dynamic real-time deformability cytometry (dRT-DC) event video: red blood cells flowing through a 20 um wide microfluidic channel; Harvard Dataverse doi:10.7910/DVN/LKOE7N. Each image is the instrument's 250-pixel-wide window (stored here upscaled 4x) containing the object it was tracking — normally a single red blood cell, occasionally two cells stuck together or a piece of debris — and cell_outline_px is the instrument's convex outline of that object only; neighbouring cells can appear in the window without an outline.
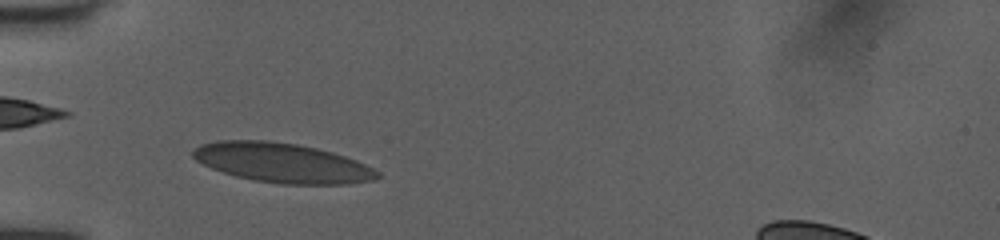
{"species": "human", "species_latin": "Homo sapiens", "temperature_condition": "room temperature", "stored_images_in_passage": 36, "camera_frame_rate_fps": 3000, "um_per_image_px": 0.085, "donor": {"sex": "female"}, "frame": {"image": 1, "passage_image": 5, "time_ms": 1.333, "image_size_px": [1000, 240], "cell_outline_px": [[380, 176], [376, 180], [348, 184], [284, 184], [252, 180], [236, 176], [212, 168], [196, 160], [192, 156], [192, 148], [200, 144], [216, 140], [268, 140], [296, 144], [316, 148], [332, 152], [356, 160], [380, 172]], "centroid_in_image_um": [23.98, 13.83], "position_along_channel_um": 61.0, "area_um2": 42.6}}
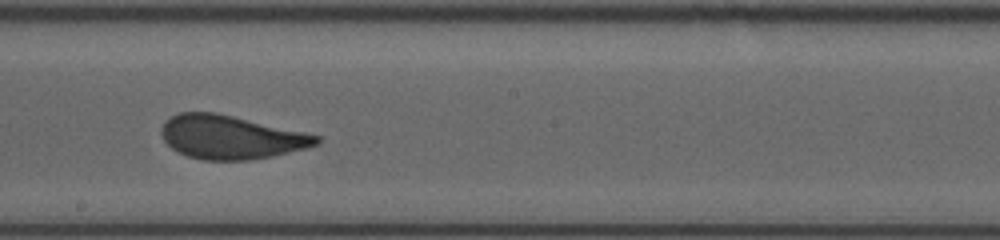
{"frame": {"image": 2, "passage_image": 18, "time_ms": 5.667, "image_size_px": [1000, 240], "cell_outline_px": [[320, 140], [316, 144], [308, 148], [272, 156], [248, 160], [204, 160], [188, 156], [176, 152], [164, 140], [160, 132], [164, 120], [180, 112], [216, 112], [304, 132], [320, 136]], "centroid_in_image_um": [19.59, 11.66], "position_along_channel_um": 228.6, "area_um2": 39.3}}
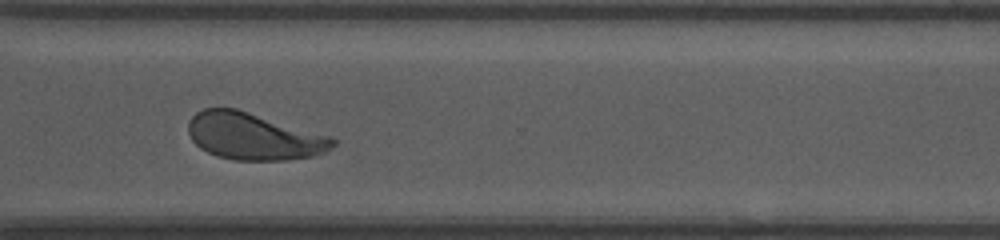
{"frame": {"image": 3, "passage_image": 27, "time_ms": 8.667, "image_size_px": [1000, 240], "cell_outline_px": [[336, 144], [324, 152], [312, 156], [288, 160], [236, 160], [216, 156], [200, 148], [192, 140], [188, 132], [188, 120], [196, 112], [204, 108], [236, 108], [332, 136], [336, 140]], "centroid_in_image_um": [21.56, 11.58], "position_along_channel_um": 349.0, "area_um2": 39.71}, "authors_computed_cell_mechanics": {"area_um2": 39.7086, "velocity_mm_per_s": 4.0313, "shape_relaxation_time_tau1_ms": 3.7315, "shape_relaxation_time_tau2_ms": null, "deformation_change_tau1": 0.1529, "deformation_change_tau2": null}}